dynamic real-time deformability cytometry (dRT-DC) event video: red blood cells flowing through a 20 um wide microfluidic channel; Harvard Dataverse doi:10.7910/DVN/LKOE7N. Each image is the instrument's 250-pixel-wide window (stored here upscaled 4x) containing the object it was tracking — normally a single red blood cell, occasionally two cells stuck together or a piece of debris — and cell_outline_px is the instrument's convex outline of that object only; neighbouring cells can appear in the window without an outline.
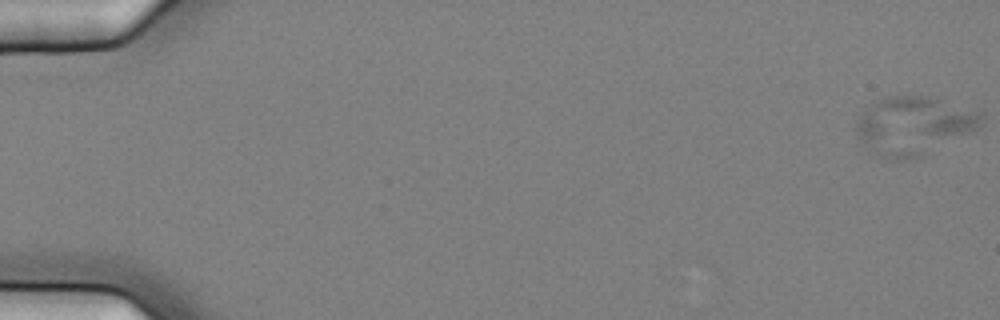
{"species": "common noctule bat (a hibernating species)", "species_latin": "Nyctalus noctula", "temperature_condition": "cold", "stored_images_in_passage": 13, "camera_frame_rate_fps": 3000, "um_per_image_px": 0.085, "animal": {"sex": "female", "body_mass_g": 25.1}, "frame": {"image": 1, "passage_image": 1, "time_ms": 0.0, "image_size_px": [1000, 320], "cell_outline_px": [[984, 120], [980, 128], [972, 132], [920, 156], [900, 160], [892, 160], [872, 156], [856, 132], [856, 120], [876, 100], [884, 96], [928, 96], [984, 112]], "centroid_in_image_um": [77.67, 10.68], "position_along_channel_um": 7.3, "area_um2": 42.6}}
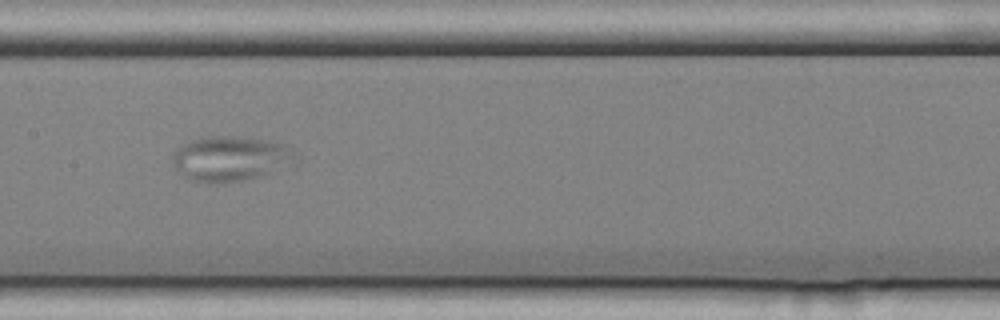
{"frame": {"image": 2, "passage_image": 8, "time_ms": 2.333, "image_size_px": [1000, 320], "cell_outline_px": [[296, 164], [268, 176], [224, 184], [208, 184], [188, 180], [172, 164], [172, 156], [176, 148], [192, 140], [208, 136], [240, 136], [276, 140], [284, 144], [296, 152]], "centroid_in_image_um": [19.68, 13.51], "position_along_channel_um": 187.7, "area_um2": 33.7}}
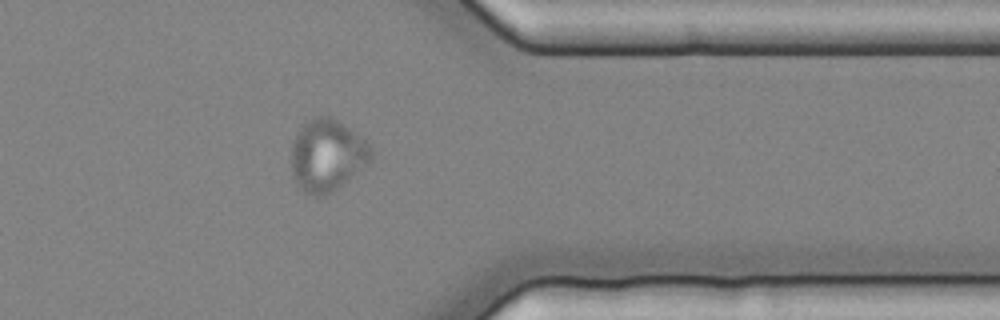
{"frame": {"image": 3, "passage_image": 13, "time_ms": 4.0, "image_size_px": [1000, 320], "cell_outline_px": [[372, 160], [348, 180], [332, 192], [320, 196], [316, 196], [304, 192], [296, 184], [292, 176], [292, 144], [296, 132], [308, 120], [316, 116], [328, 116], [336, 120], [372, 144]], "centroid_in_image_um": [27.8, 13.21], "position_along_channel_um": 383.6, "area_um2": 33.41}}